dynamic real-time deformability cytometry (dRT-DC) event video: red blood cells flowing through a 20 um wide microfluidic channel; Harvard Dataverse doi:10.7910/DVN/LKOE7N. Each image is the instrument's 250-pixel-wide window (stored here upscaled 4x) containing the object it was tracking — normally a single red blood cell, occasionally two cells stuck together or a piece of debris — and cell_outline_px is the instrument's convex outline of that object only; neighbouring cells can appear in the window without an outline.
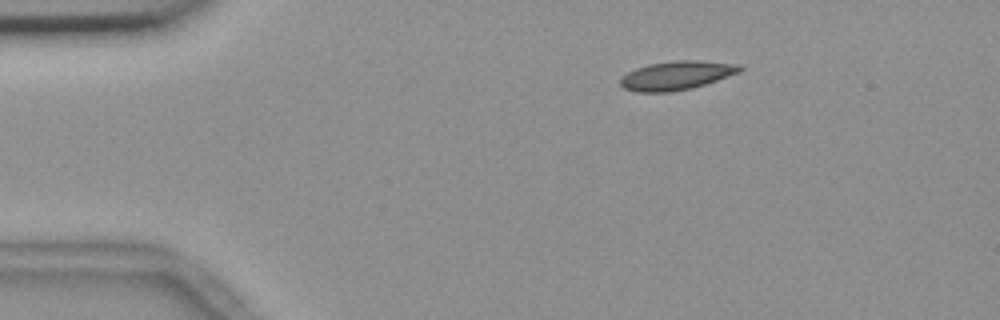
{"species": "common noctule bat (a hibernating species)", "species_latin": "Nyctalus noctula", "temperature_condition": "room temperature", "stored_images_in_passage": 47, "camera_frame_rate_fps": 3000, "um_per_image_px": 0.085, "animal": {"sex": "female", "body_mass_g": 18.4}, "frame": {"image": 1, "passage_image": 1, "time_ms": 0.0, "image_size_px": [1000, 320], "cell_outline_px": [[744, 68], [740, 72], [692, 88], [672, 92], [636, 92], [624, 88], [620, 84], [620, 80], [628, 72], [636, 68], [648, 64], [676, 60], [700, 60], [740, 64]], "centroid_in_image_um": [57.52, 6.4], "position_along_channel_um": 27.5, "area_um2": 20.06}}
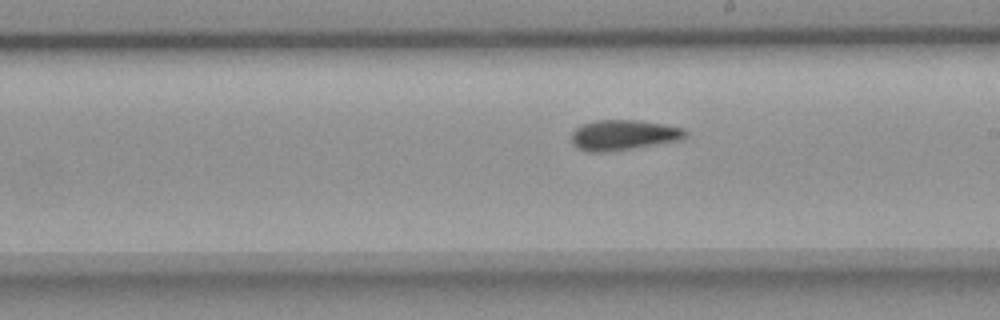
{"frame": {"image": 2, "passage_image": 23, "time_ms": 7.333, "image_size_px": [1000, 320], "cell_outline_px": [[688, 136], [680, 140], [608, 152], [588, 152], [572, 144], [572, 132], [580, 124], [596, 120], [636, 120], [664, 124], [684, 128], [688, 132]], "centroid_in_image_um": [53.0, 11.47], "position_along_channel_um": 236.0, "area_um2": 20.17}}
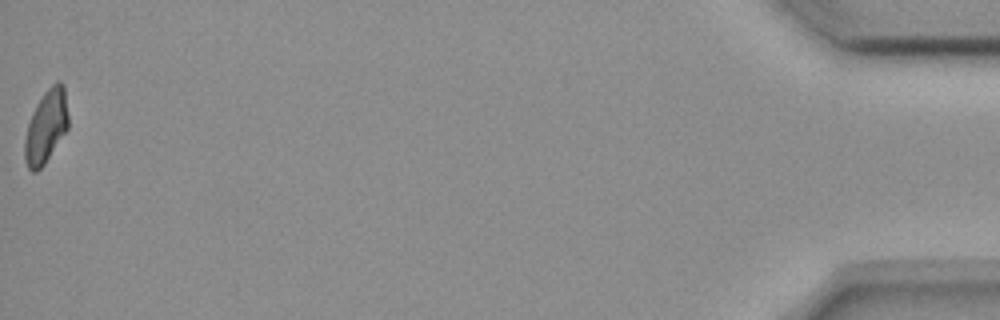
{"frame": {"image": 3, "passage_image": 47, "time_ms": 15.333, "image_size_px": [1000, 320], "cell_outline_px": [[68, 128], [44, 164], [36, 172], [32, 172], [28, 168], [24, 160], [24, 140], [28, 124], [32, 112], [36, 104], [44, 92], [56, 80], [60, 80], [64, 84], [68, 116]], "centroid_in_image_um": [3.91, 10.74], "position_along_channel_um": 431.3, "area_um2": 18.61}, "authors_computed_cell_mechanics": {"area_um2": 19.7098, "velocity_mm_per_s": 3.6674, "shape_relaxation_time_tau1_ms": 10.2733, "shape_relaxation_time_tau2_ms": 4.5403, "deformation_change_tau1": 0.1753, "deformation_change_tau2": 0.0873}}